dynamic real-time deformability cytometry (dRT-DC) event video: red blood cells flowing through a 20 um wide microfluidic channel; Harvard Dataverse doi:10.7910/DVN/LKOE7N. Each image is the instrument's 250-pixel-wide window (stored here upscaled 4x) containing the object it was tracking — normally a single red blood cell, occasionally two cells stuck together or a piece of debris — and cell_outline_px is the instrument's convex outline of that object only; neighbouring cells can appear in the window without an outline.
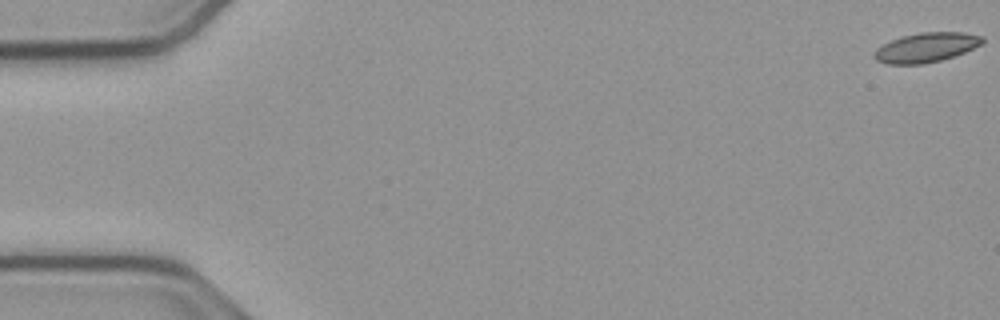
{"species": "common noctule bat (a hibernating species)", "species_latin": "Nyctalus noctula", "temperature_condition": "cold", "stored_images_in_passage": 55, "camera_frame_rate_fps": 3000, "um_per_image_px": 0.085, "animal": {"sex": "male", "body_mass_g": 23.1, "forearm_length_mm": 52.7}, "frame": {"image": 1, "passage_image": 1, "time_ms": 0.0, "image_size_px": [1000, 320], "cell_outline_px": [[984, 40], [980, 44], [964, 52], [940, 60], [920, 64], [888, 64], [876, 60], [872, 56], [876, 48], [892, 40], [904, 36], [920, 32], [964, 32], [984, 36]], "centroid_in_image_um": [78.71, 4.03], "position_along_channel_um": 6.3, "area_um2": 18.38}}
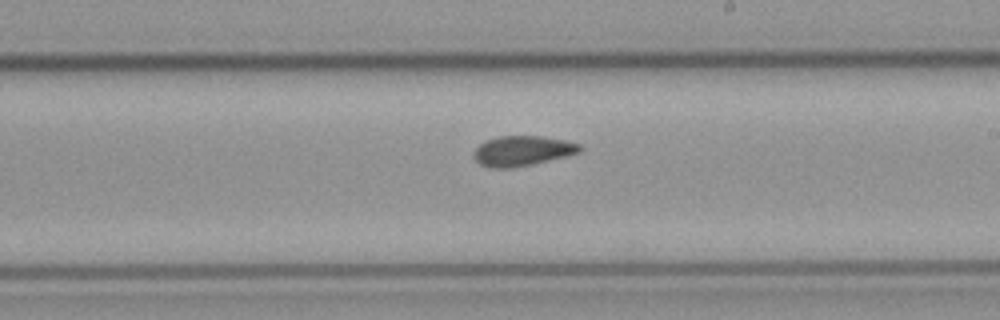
{"frame": {"image": 2, "passage_image": 32, "time_ms": 10.333, "image_size_px": [1000, 320], "cell_outline_px": [[580, 152], [532, 164], [508, 168], [492, 168], [480, 164], [476, 160], [476, 148], [484, 140], [500, 136], [544, 136], [564, 140], [580, 144]], "centroid_in_image_um": [44.39, 12.81], "position_along_channel_um": 244.6, "area_um2": 18.21}}
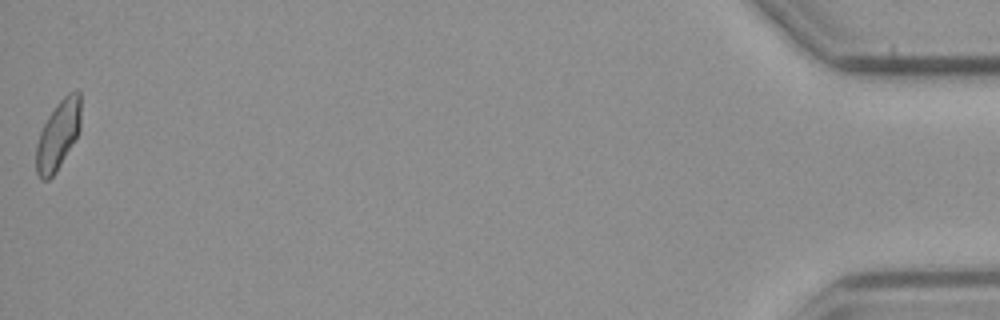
{"frame": {"image": 3, "passage_image": 55, "time_ms": 18.0, "image_size_px": [1000, 320], "cell_outline_px": [[80, 128], [76, 136], [56, 172], [48, 180], [40, 180], [36, 172], [36, 144], [40, 132], [48, 116], [56, 104], [68, 92], [76, 88], [80, 92]], "centroid_in_image_um": [4.92, 11.45], "position_along_channel_um": 430.3, "area_um2": 17.92}, "authors_computed_cell_mechanics": {"area_um2": 18.3226, "velocity_mm_per_s": 3.7847, "shape_relaxation_time_tau1_ms": null, "shape_relaxation_time_tau2_ms": 2.7478, "deformation_change_tau1": null, "deformation_change_tau2": 0.063}}